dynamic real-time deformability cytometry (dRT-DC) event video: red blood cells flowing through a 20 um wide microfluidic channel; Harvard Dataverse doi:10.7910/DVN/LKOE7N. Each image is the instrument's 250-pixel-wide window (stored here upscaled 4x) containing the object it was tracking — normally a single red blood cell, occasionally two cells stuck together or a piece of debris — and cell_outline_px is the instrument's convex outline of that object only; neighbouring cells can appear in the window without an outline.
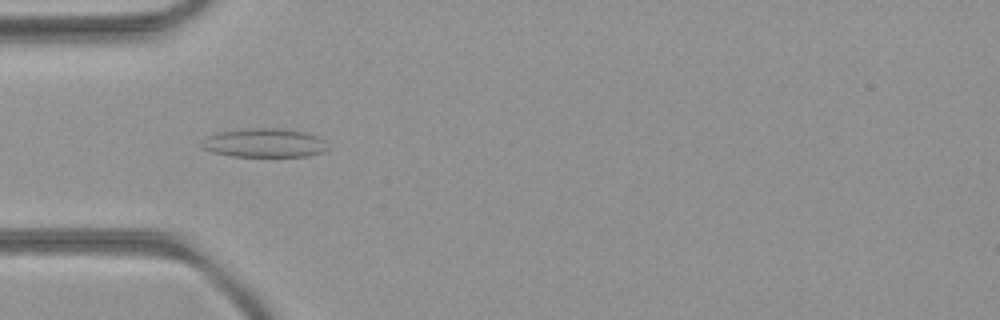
{"species": "common noctule bat (a hibernating species)", "species_latin": "Nyctalus noctula", "temperature_condition": "room temperature", "stored_images_in_passage": 39, "camera_frame_rate_fps": 3000, "um_per_image_px": 0.085, "animal": {"sex": "female", "body_mass_g": 21.9}, "frame": {"image": 1, "passage_image": 9, "time_ms": 2.667, "image_size_px": [1000, 320], "cell_outline_px": [[328, 148], [324, 152], [308, 156], [232, 156], [212, 152], [204, 148], [200, 144], [208, 136], [220, 132], [252, 128], [280, 128], [304, 132], [316, 136], [324, 140]], "centroid_in_image_um": [22.5, 12.15], "position_along_channel_um": 62.5, "area_um2": 20.98}}
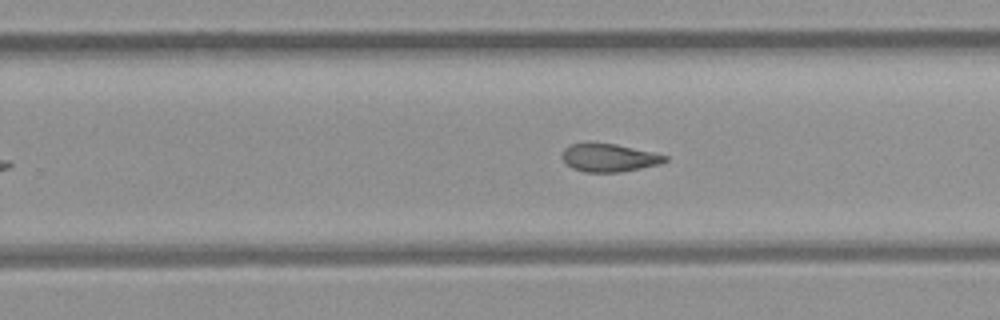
{"frame": {"image": 2, "passage_image": 24, "time_ms": 7.667, "image_size_px": [1000, 320], "cell_outline_px": [[668, 160], [660, 164], [620, 172], [584, 172], [572, 168], [560, 156], [564, 148], [572, 144], [588, 140], [616, 144], [652, 152], [668, 156]], "centroid_in_image_um": [51.72, 13.37], "position_along_channel_um": 278.1, "area_um2": 17.17}}
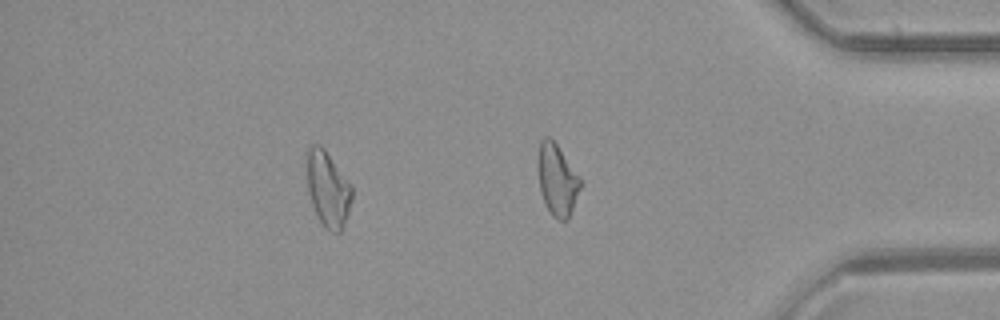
{"frame": {"image": 3, "passage_image": 33, "time_ms": 10.667, "image_size_px": [1000, 320], "cell_outline_px": [[352, 200], [348, 216], [340, 232], [332, 232], [324, 228], [312, 204], [308, 192], [308, 148], [312, 144], [320, 144], [324, 148], [352, 184]], "centroid_in_image_um": [27.91, 16.07], "position_along_channel_um": 407.3, "area_um2": 19.77}, "authors_computed_cell_mechanics": {"area_um2": 18.8428, "velocity_mm_per_s": 4.3278, "shape_relaxation_time_tau1_ms": null, "shape_relaxation_time_tau2_ms": 3.2515, "deformation_change_tau1": null, "deformation_change_tau2": 0.1167}}